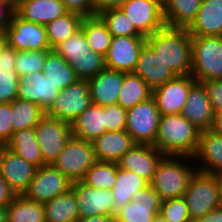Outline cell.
<instances>
[{"mask_svg":"<svg viewBox=\"0 0 222 222\" xmlns=\"http://www.w3.org/2000/svg\"><path fill=\"white\" fill-rule=\"evenodd\" d=\"M146 43L176 76L191 75L192 36L187 28L165 26L147 37Z\"/></svg>","mask_w":222,"mask_h":222,"instance_id":"cell-1","label":"cell"},{"mask_svg":"<svg viewBox=\"0 0 222 222\" xmlns=\"http://www.w3.org/2000/svg\"><path fill=\"white\" fill-rule=\"evenodd\" d=\"M200 130L181 114L161 115L154 146L165 156L195 155Z\"/></svg>","mask_w":222,"mask_h":222,"instance_id":"cell-2","label":"cell"},{"mask_svg":"<svg viewBox=\"0 0 222 222\" xmlns=\"http://www.w3.org/2000/svg\"><path fill=\"white\" fill-rule=\"evenodd\" d=\"M191 159L193 158L189 156H164L158 163L150 185L161 201L184 196L189 181L197 170L190 165ZM186 160H189L187 164L184 162Z\"/></svg>","mask_w":222,"mask_h":222,"instance_id":"cell-3","label":"cell"},{"mask_svg":"<svg viewBox=\"0 0 222 222\" xmlns=\"http://www.w3.org/2000/svg\"><path fill=\"white\" fill-rule=\"evenodd\" d=\"M192 221L222 206L220 181L217 175L196 170L183 196Z\"/></svg>","mask_w":222,"mask_h":222,"instance_id":"cell-4","label":"cell"},{"mask_svg":"<svg viewBox=\"0 0 222 222\" xmlns=\"http://www.w3.org/2000/svg\"><path fill=\"white\" fill-rule=\"evenodd\" d=\"M191 54L197 82L222 79V36H192Z\"/></svg>","mask_w":222,"mask_h":222,"instance_id":"cell-5","label":"cell"},{"mask_svg":"<svg viewBox=\"0 0 222 222\" xmlns=\"http://www.w3.org/2000/svg\"><path fill=\"white\" fill-rule=\"evenodd\" d=\"M97 162L92 141L71 137L51 164L72 182L82 181L88 169Z\"/></svg>","mask_w":222,"mask_h":222,"instance_id":"cell-6","label":"cell"},{"mask_svg":"<svg viewBox=\"0 0 222 222\" xmlns=\"http://www.w3.org/2000/svg\"><path fill=\"white\" fill-rule=\"evenodd\" d=\"M91 104L88 81L78 79L60 91L45 116L71 123Z\"/></svg>","mask_w":222,"mask_h":222,"instance_id":"cell-7","label":"cell"},{"mask_svg":"<svg viewBox=\"0 0 222 222\" xmlns=\"http://www.w3.org/2000/svg\"><path fill=\"white\" fill-rule=\"evenodd\" d=\"M160 116L154 98L150 97L127 110L125 131L135 144L154 145Z\"/></svg>","mask_w":222,"mask_h":222,"instance_id":"cell-8","label":"cell"},{"mask_svg":"<svg viewBox=\"0 0 222 222\" xmlns=\"http://www.w3.org/2000/svg\"><path fill=\"white\" fill-rule=\"evenodd\" d=\"M7 45L16 51L52 50L47 40L46 27L22 19L14 12L5 28Z\"/></svg>","mask_w":222,"mask_h":222,"instance_id":"cell-9","label":"cell"},{"mask_svg":"<svg viewBox=\"0 0 222 222\" xmlns=\"http://www.w3.org/2000/svg\"><path fill=\"white\" fill-rule=\"evenodd\" d=\"M43 162L52 164L72 137L71 123L44 116L34 128Z\"/></svg>","mask_w":222,"mask_h":222,"instance_id":"cell-10","label":"cell"},{"mask_svg":"<svg viewBox=\"0 0 222 222\" xmlns=\"http://www.w3.org/2000/svg\"><path fill=\"white\" fill-rule=\"evenodd\" d=\"M72 181L51 164L37 168L34 178L23 195L39 203H46L54 197L68 192Z\"/></svg>","mask_w":222,"mask_h":222,"instance_id":"cell-11","label":"cell"},{"mask_svg":"<svg viewBox=\"0 0 222 222\" xmlns=\"http://www.w3.org/2000/svg\"><path fill=\"white\" fill-rule=\"evenodd\" d=\"M119 8L145 38L166 26L162 0H126Z\"/></svg>","mask_w":222,"mask_h":222,"instance_id":"cell-12","label":"cell"},{"mask_svg":"<svg viewBox=\"0 0 222 222\" xmlns=\"http://www.w3.org/2000/svg\"><path fill=\"white\" fill-rule=\"evenodd\" d=\"M145 44L144 36L113 37L104 57L106 69L125 73L134 72L140 51Z\"/></svg>","mask_w":222,"mask_h":222,"instance_id":"cell-13","label":"cell"},{"mask_svg":"<svg viewBox=\"0 0 222 222\" xmlns=\"http://www.w3.org/2000/svg\"><path fill=\"white\" fill-rule=\"evenodd\" d=\"M37 167L6 146H0V176L16 193L22 195L34 178Z\"/></svg>","mask_w":222,"mask_h":222,"instance_id":"cell-14","label":"cell"},{"mask_svg":"<svg viewBox=\"0 0 222 222\" xmlns=\"http://www.w3.org/2000/svg\"><path fill=\"white\" fill-rule=\"evenodd\" d=\"M197 81L191 76H176L152 90L160 115L181 114L191 87Z\"/></svg>","mask_w":222,"mask_h":222,"instance_id":"cell-15","label":"cell"},{"mask_svg":"<svg viewBox=\"0 0 222 222\" xmlns=\"http://www.w3.org/2000/svg\"><path fill=\"white\" fill-rule=\"evenodd\" d=\"M71 189L78 204L79 217L114 214V200L112 190H100L90 187L83 181L72 183Z\"/></svg>","mask_w":222,"mask_h":222,"instance_id":"cell-16","label":"cell"},{"mask_svg":"<svg viewBox=\"0 0 222 222\" xmlns=\"http://www.w3.org/2000/svg\"><path fill=\"white\" fill-rule=\"evenodd\" d=\"M164 156L154 145L134 144L117 163L119 168L133 171L151 183Z\"/></svg>","mask_w":222,"mask_h":222,"instance_id":"cell-17","label":"cell"},{"mask_svg":"<svg viewBox=\"0 0 222 222\" xmlns=\"http://www.w3.org/2000/svg\"><path fill=\"white\" fill-rule=\"evenodd\" d=\"M60 91L58 86L45 77L43 71L31 72L20 77L17 98L31 101L46 111Z\"/></svg>","mask_w":222,"mask_h":222,"instance_id":"cell-18","label":"cell"},{"mask_svg":"<svg viewBox=\"0 0 222 222\" xmlns=\"http://www.w3.org/2000/svg\"><path fill=\"white\" fill-rule=\"evenodd\" d=\"M161 199L151 185L138 190L131 202L119 209L115 215L127 222H153L160 214Z\"/></svg>","mask_w":222,"mask_h":222,"instance_id":"cell-19","label":"cell"},{"mask_svg":"<svg viewBox=\"0 0 222 222\" xmlns=\"http://www.w3.org/2000/svg\"><path fill=\"white\" fill-rule=\"evenodd\" d=\"M181 115L200 131L210 130L214 111L207 91L201 82H196L191 87Z\"/></svg>","mask_w":222,"mask_h":222,"instance_id":"cell-20","label":"cell"},{"mask_svg":"<svg viewBox=\"0 0 222 222\" xmlns=\"http://www.w3.org/2000/svg\"><path fill=\"white\" fill-rule=\"evenodd\" d=\"M123 80L124 72L106 68L88 79L91 102L103 107L117 104Z\"/></svg>","mask_w":222,"mask_h":222,"instance_id":"cell-21","label":"cell"},{"mask_svg":"<svg viewBox=\"0 0 222 222\" xmlns=\"http://www.w3.org/2000/svg\"><path fill=\"white\" fill-rule=\"evenodd\" d=\"M134 73L139 75L152 90L176 77L147 43L140 51Z\"/></svg>","mask_w":222,"mask_h":222,"instance_id":"cell-22","label":"cell"},{"mask_svg":"<svg viewBox=\"0 0 222 222\" xmlns=\"http://www.w3.org/2000/svg\"><path fill=\"white\" fill-rule=\"evenodd\" d=\"M193 161L204 163L197 170L219 175L222 173V136L211 130L201 131Z\"/></svg>","mask_w":222,"mask_h":222,"instance_id":"cell-23","label":"cell"},{"mask_svg":"<svg viewBox=\"0 0 222 222\" xmlns=\"http://www.w3.org/2000/svg\"><path fill=\"white\" fill-rule=\"evenodd\" d=\"M187 30L191 36H222V0H202Z\"/></svg>","mask_w":222,"mask_h":222,"instance_id":"cell-24","label":"cell"},{"mask_svg":"<svg viewBox=\"0 0 222 222\" xmlns=\"http://www.w3.org/2000/svg\"><path fill=\"white\" fill-rule=\"evenodd\" d=\"M97 161L118 162L135 144L124 131H106L92 141Z\"/></svg>","mask_w":222,"mask_h":222,"instance_id":"cell-25","label":"cell"},{"mask_svg":"<svg viewBox=\"0 0 222 222\" xmlns=\"http://www.w3.org/2000/svg\"><path fill=\"white\" fill-rule=\"evenodd\" d=\"M15 12L24 20L46 26L67 11L60 0H25L15 6Z\"/></svg>","mask_w":222,"mask_h":222,"instance_id":"cell-26","label":"cell"},{"mask_svg":"<svg viewBox=\"0 0 222 222\" xmlns=\"http://www.w3.org/2000/svg\"><path fill=\"white\" fill-rule=\"evenodd\" d=\"M106 109L91 104L71 122L72 136L86 141H93L106 132Z\"/></svg>","mask_w":222,"mask_h":222,"instance_id":"cell-27","label":"cell"},{"mask_svg":"<svg viewBox=\"0 0 222 222\" xmlns=\"http://www.w3.org/2000/svg\"><path fill=\"white\" fill-rule=\"evenodd\" d=\"M202 0H163V19L167 27L188 28L195 20Z\"/></svg>","mask_w":222,"mask_h":222,"instance_id":"cell-28","label":"cell"},{"mask_svg":"<svg viewBox=\"0 0 222 222\" xmlns=\"http://www.w3.org/2000/svg\"><path fill=\"white\" fill-rule=\"evenodd\" d=\"M150 183L137 173L118 167L116 183L112 190L114 200V214L124 205L131 202L132 196Z\"/></svg>","mask_w":222,"mask_h":222,"instance_id":"cell-29","label":"cell"},{"mask_svg":"<svg viewBox=\"0 0 222 222\" xmlns=\"http://www.w3.org/2000/svg\"><path fill=\"white\" fill-rule=\"evenodd\" d=\"M9 150L18 154L25 161L37 168L46 165L43 162L40 147L36 140L34 128L22 129L13 132L10 141L5 145Z\"/></svg>","mask_w":222,"mask_h":222,"instance_id":"cell-30","label":"cell"},{"mask_svg":"<svg viewBox=\"0 0 222 222\" xmlns=\"http://www.w3.org/2000/svg\"><path fill=\"white\" fill-rule=\"evenodd\" d=\"M44 208L46 222H76L80 218L72 189L44 203Z\"/></svg>","mask_w":222,"mask_h":222,"instance_id":"cell-31","label":"cell"},{"mask_svg":"<svg viewBox=\"0 0 222 222\" xmlns=\"http://www.w3.org/2000/svg\"><path fill=\"white\" fill-rule=\"evenodd\" d=\"M150 97H152V89L139 75L134 72H124L123 85L120 89L117 104L128 110Z\"/></svg>","mask_w":222,"mask_h":222,"instance_id":"cell-32","label":"cell"},{"mask_svg":"<svg viewBox=\"0 0 222 222\" xmlns=\"http://www.w3.org/2000/svg\"><path fill=\"white\" fill-rule=\"evenodd\" d=\"M6 210L7 222H46L44 204L31 201L23 194L16 195Z\"/></svg>","mask_w":222,"mask_h":222,"instance_id":"cell-33","label":"cell"},{"mask_svg":"<svg viewBox=\"0 0 222 222\" xmlns=\"http://www.w3.org/2000/svg\"><path fill=\"white\" fill-rule=\"evenodd\" d=\"M43 73L45 77L55 86H58L60 90H63L78 80L71 65L54 49L47 54Z\"/></svg>","mask_w":222,"mask_h":222,"instance_id":"cell-34","label":"cell"},{"mask_svg":"<svg viewBox=\"0 0 222 222\" xmlns=\"http://www.w3.org/2000/svg\"><path fill=\"white\" fill-rule=\"evenodd\" d=\"M80 28L84 32L89 48L105 57L113 37L103 21L98 16L86 17L82 19Z\"/></svg>","mask_w":222,"mask_h":222,"instance_id":"cell-35","label":"cell"},{"mask_svg":"<svg viewBox=\"0 0 222 222\" xmlns=\"http://www.w3.org/2000/svg\"><path fill=\"white\" fill-rule=\"evenodd\" d=\"M83 17L74 12H66L49 22L46 27L47 40L51 49L71 37L80 29Z\"/></svg>","mask_w":222,"mask_h":222,"instance_id":"cell-36","label":"cell"},{"mask_svg":"<svg viewBox=\"0 0 222 222\" xmlns=\"http://www.w3.org/2000/svg\"><path fill=\"white\" fill-rule=\"evenodd\" d=\"M45 116V111L31 101L16 98L12 102V127L13 132L35 128L39 121Z\"/></svg>","mask_w":222,"mask_h":222,"instance_id":"cell-37","label":"cell"},{"mask_svg":"<svg viewBox=\"0 0 222 222\" xmlns=\"http://www.w3.org/2000/svg\"><path fill=\"white\" fill-rule=\"evenodd\" d=\"M117 170V162L97 161L88 169L82 181L90 187L111 190L116 183Z\"/></svg>","mask_w":222,"mask_h":222,"instance_id":"cell-38","label":"cell"},{"mask_svg":"<svg viewBox=\"0 0 222 222\" xmlns=\"http://www.w3.org/2000/svg\"><path fill=\"white\" fill-rule=\"evenodd\" d=\"M97 16L106 25L112 37L142 36L120 8L103 10Z\"/></svg>","mask_w":222,"mask_h":222,"instance_id":"cell-39","label":"cell"},{"mask_svg":"<svg viewBox=\"0 0 222 222\" xmlns=\"http://www.w3.org/2000/svg\"><path fill=\"white\" fill-rule=\"evenodd\" d=\"M54 50L69 63L70 60L87 56L91 49L83 30L80 28L71 37L56 46Z\"/></svg>","mask_w":222,"mask_h":222,"instance_id":"cell-40","label":"cell"},{"mask_svg":"<svg viewBox=\"0 0 222 222\" xmlns=\"http://www.w3.org/2000/svg\"><path fill=\"white\" fill-rule=\"evenodd\" d=\"M69 64L73 68L76 77L81 80L93 78L106 68L104 56L92 50L88 52L87 56L70 60Z\"/></svg>","mask_w":222,"mask_h":222,"instance_id":"cell-41","label":"cell"},{"mask_svg":"<svg viewBox=\"0 0 222 222\" xmlns=\"http://www.w3.org/2000/svg\"><path fill=\"white\" fill-rule=\"evenodd\" d=\"M51 50L16 51L15 70L19 77L29 73L43 71L47 54Z\"/></svg>","mask_w":222,"mask_h":222,"instance_id":"cell-42","label":"cell"},{"mask_svg":"<svg viewBox=\"0 0 222 222\" xmlns=\"http://www.w3.org/2000/svg\"><path fill=\"white\" fill-rule=\"evenodd\" d=\"M160 215L168 222H191L184 197L161 201Z\"/></svg>","mask_w":222,"mask_h":222,"instance_id":"cell-43","label":"cell"},{"mask_svg":"<svg viewBox=\"0 0 222 222\" xmlns=\"http://www.w3.org/2000/svg\"><path fill=\"white\" fill-rule=\"evenodd\" d=\"M19 79L15 68H0V103H12L17 98Z\"/></svg>","mask_w":222,"mask_h":222,"instance_id":"cell-44","label":"cell"},{"mask_svg":"<svg viewBox=\"0 0 222 222\" xmlns=\"http://www.w3.org/2000/svg\"><path fill=\"white\" fill-rule=\"evenodd\" d=\"M106 131H124L127 125V110L119 104L107 105Z\"/></svg>","mask_w":222,"mask_h":222,"instance_id":"cell-45","label":"cell"},{"mask_svg":"<svg viewBox=\"0 0 222 222\" xmlns=\"http://www.w3.org/2000/svg\"><path fill=\"white\" fill-rule=\"evenodd\" d=\"M12 135V103H0V146H5Z\"/></svg>","mask_w":222,"mask_h":222,"instance_id":"cell-46","label":"cell"},{"mask_svg":"<svg viewBox=\"0 0 222 222\" xmlns=\"http://www.w3.org/2000/svg\"><path fill=\"white\" fill-rule=\"evenodd\" d=\"M208 94L214 112L222 111V79L201 82Z\"/></svg>","mask_w":222,"mask_h":222,"instance_id":"cell-47","label":"cell"},{"mask_svg":"<svg viewBox=\"0 0 222 222\" xmlns=\"http://www.w3.org/2000/svg\"><path fill=\"white\" fill-rule=\"evenodd\" d=\"M66 11L74 12L83 18L96 16L92 0H60Z\"/></svg>","mask_w":222,"mask_h":222,"instance_id":"cell-48","label":"cell"},{"mask_svg":"<svg viewBox=\"0 0 222 222\" xmlns=\"http://www.w3.org/2000/svg\"><path fill=\"white\" fill-rule=\"evenodd\" d=\"M15 12L12 0H0V29L5 30Z\"/></svg>","mask_w":222,"mask_h":222,"instance_id":"cell-49","label":"cell"},{"mask_svg":"<svg viewBox=\"0 0 222 222\" xmlns=\"http://www.w3.org/2000/svg\"><path fill=\"white\" fill-rule=\"evenodd\" d=\"M16 50L8 46L0 51V68H15Z\"/></svg>","mask_w":222,"mask_h":222,"instance_id":"cell-50","label":"cell"},{"mask_svg":"<svg viewBox=\"0 0 222 222\" xmlns=\"http://www.w3.org/2000/svg\"><path fill=\"white\" fill-rule=\"evenodd\" d=\"M16 193L8 186V184L0 176V207H7L13 201Z\"/></svg>","mask_w":222,"mask_h":222,"instance_id":"cell-51","label":"cell"},{"mask_svg":"<svg viewBox=\"0 0 222 222\" xmlns=\"http://www.w3.org/2000/svg\"><path fill=\"white\" fill-rule=\"evenodd\" d=\"M126 0H92L96 16L103 10L110 8H119Z\"/></svg>","mask_w":222,"mask_h":222,"instance_id":"cell-52","label":"cell"},{"mask_svg":"<svg viewBox=\"0 0 222 222\" xmlns=\"http://www.w3.org/2000/svg\"><path fill=\"white\" fill-rule=\"evenodd\" d=\"M194 222H222V206L197 218Z\"/></svg>","mask_w":222,"mask_h":222,"instance_id":"cell-53","label":"cell"},{"mask_svg":"<svg viewBox=\"0 0 222 222\" xmlns=\"http://www.w3.org/2000/svg\"><path fill=\"white\" fill-rule=\"evenodd\" d=\"M210 130L222 136V111L214 112L213 122Z\"/></svg>","mask_w":222,"mask_h":222,"instance_id":"cell-54","label":"cell"},{"mask_svg":"<svg viewBox=\"0 0 222 222\" xmlns=\"http://www.w3.org/2000/svg\"><path fill=\"white\" fill-rule=\"evenodd\" d=\"M110 217L111 216L108 215H96L91 217L78 218L76 222H109Z\"/></svg>","mask_w":222,"mask_h":222,"instance_id":"cell-55","label":"cell"},{"mask_svg":"<svg viewBox=\"0 0 222 222\" xmlns=\"http://www.w3.org/2000/svg\"><path fill=\"white\" fill-rule=\"evenodd\" d=\"M6 42V33L5 30L0 29V51L5 47Z\"/></svg>","mask_w":222,"mask_h":222,"instance_id":"cell-56","label":"cell"},{"mask_svg":"<svg viewBox=\"0 0 222 222\" xmlns=\"http://www.w3.org/2000/svg\"><path fill=\"white\" fill-rule=\"evenodd\" d=\"M7 210L6 207H0V222H7Z\"/></svg>","mask_w":222,"mask_h":222,"instance_id":"cell-57","label":"cell"},{"mask_svg":"<svg viewBox=\"0 0 222 222\" xmlns=\"http://www.w3.org/2000/svg\"><path fill=\"white\" fill-rule=\"evenodd\" d=\"M109 222H127V221L121 219L120 217H117L116 215H112L110 217V221Z\"/></svg>","mask_w":222,"mask_h":222,"instance_id":"cell-58","label":"cell"},{"mask_svg":"<svg viewBox=\"0 0 222 222\" xmlns=\"http://www.w3.org/2000/svg\"><path fill=\"white\" fill-rule=\"evenodd\" d=\"M153 222H168V221L165 220V219L162 217V215L158 214V215L154 218Z\"/></svg>","mask_w":222,"mask_h":222,"instance_id":"cell-59","label":"cell"},{"mask_svg":"<svg viewBox=\"0 0 222 222\" xmlns=\"http://www.w3.org/2000/svg\"><path fill=\"white\" fill-rule=\"evenodd\" d=\"M220 181V187H221V194H222V173L217 175Z\"/></svg>","mask_w":222,"mask_h":222,"instance_id":"cell-60","label":"cell"},{"mask_svg":"<svg viewBox=\"0 0 222 222\" xmlns=\"http://www.w3.org/2000/svg\"><path fill=\"white\" fill-rule=\"evenodd\" d=\"M22 1H25V0H12L14 6H16L19 2H22Z\"/></svg>","mask_w":222,"mask_h":222,"instance_id":"cell-61","label":"cell"}]
</instances>
